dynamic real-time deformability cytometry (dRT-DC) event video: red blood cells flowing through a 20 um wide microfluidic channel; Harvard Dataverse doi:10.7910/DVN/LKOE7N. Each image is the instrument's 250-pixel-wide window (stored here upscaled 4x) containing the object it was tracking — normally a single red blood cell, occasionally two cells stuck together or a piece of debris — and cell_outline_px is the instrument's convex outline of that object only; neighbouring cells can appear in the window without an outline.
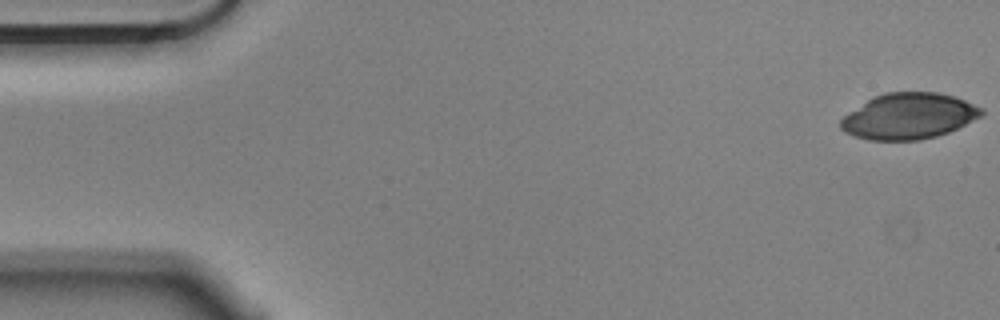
{"species": "Egyptian fruit bat (a non-hibernating species)", "species_latin": "Rousettus aegyptiacus", "temperature_condition": "cold", "stored_images_in_passage": 55, "camera_frame_rate_fps": 3000, "um_per_image_px": 0.085, "animal": {"sex": "male"}, "frame": {"image": 1, "passage_image": 1, "time_ms": 0.0, "image_size_px": [1000, 320], "cell_outline_px": [[984, 112], [980, 116], [948, 132], [936, 136], [920, 140], [868, 140], [852, 136], [844, 132], [840, 128], [840, 120], [844, 116], [868, 100], [884, 92], [936, 92], [952, 96], [964, 100], [984, 108]], "centroid_in_image_um": [77.22, 9.88], "position_along_channel_um": 7.8, "area_um2": 37.4}}